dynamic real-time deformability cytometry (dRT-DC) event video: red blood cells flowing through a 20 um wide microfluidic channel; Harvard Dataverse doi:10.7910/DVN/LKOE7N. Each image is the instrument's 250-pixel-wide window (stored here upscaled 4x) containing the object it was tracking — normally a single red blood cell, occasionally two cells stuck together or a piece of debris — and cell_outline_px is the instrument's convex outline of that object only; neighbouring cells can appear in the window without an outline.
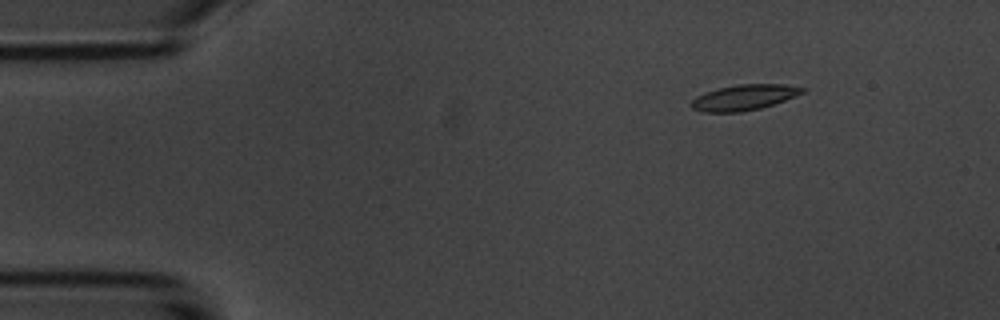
{"species": "common noctule bat (a hibernating species)", "species_latin": "Nyctalus noctula", "temperature_condition": "room temperature", "stored_images_in_passage": 11, "camera_frame_rate_fps": 3000, "um_per_image_px": 0.085, "animal": {"sex": "male", "body_mass_g": 20.1, "forearm_length_mm": 53.5}, "frame": {"image": 1, "passage_image": 2, "time_ms": 2.0, "image_size_px": [1000, 320], "cell_outline_px": [[808, 88], [804, 92], [796, 96], [760, 108], [740, 112], [704, 112], [692, 108], [688, 104], [696, 96], [704, 92], [736, 84], [788, 84]], "centroid_in_image_um": [63.25, 8.27], "position_along_channel_um": 21.8, "area_um2": 16.65}}
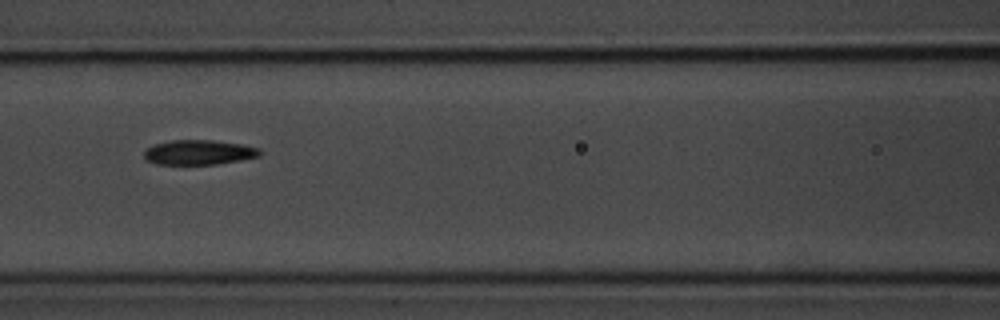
{"frame": {"image": 2, "passage_image": 7, "time_ms": 7.667, "image_size_px": [1000, 320], "cell_outline_px": [[260, 156], [240, 160], [216, 164], [156, 164], [144, 160], [144, 152], [152, 144], [172, 140], [212, 140], [240, 144], [256, 148], [260, 152]], "centroid_in_image_um": [16.83, 12.95], "position_along_channel_um": 149.8, "area_um2": 16.59}}
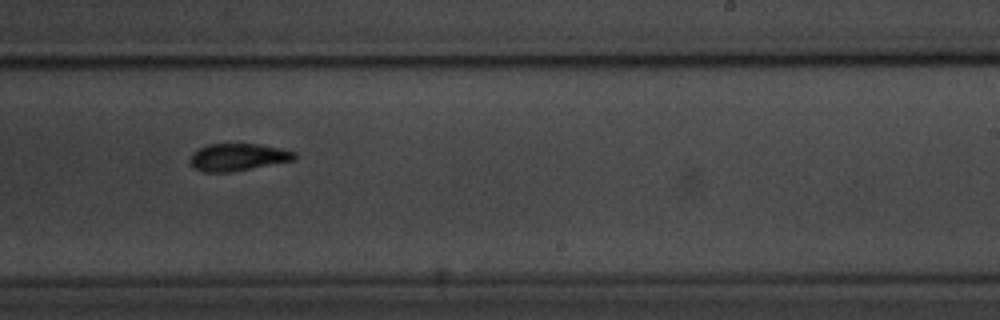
{"frame": {"image": 3, "passage_image": 10, "time_ms": 11.0, "image_size_px": [1000, 320], "cell_outline_px": [[296, 160], [232, 172], [204, 172], [192, 168], [188, 160], [192, 152], [208, 144], [260, 144], [280, 148], [296, 152]], "centroid_in_image_um": [20.2, 13.36], "position_along_channel_um": 268.8, "area_um2": 16.88}}